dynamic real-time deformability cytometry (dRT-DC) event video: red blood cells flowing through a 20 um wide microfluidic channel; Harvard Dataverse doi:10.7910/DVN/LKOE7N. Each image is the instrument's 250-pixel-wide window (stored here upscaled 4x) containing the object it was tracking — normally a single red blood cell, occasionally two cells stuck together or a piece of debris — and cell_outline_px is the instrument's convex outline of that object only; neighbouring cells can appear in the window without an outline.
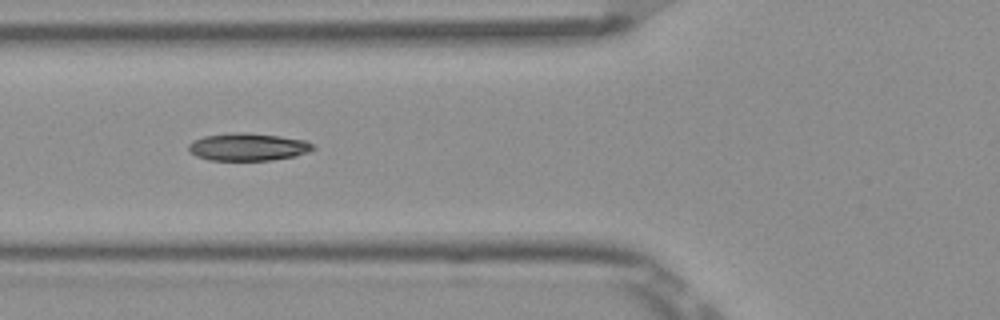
{"species": "Egyptian fruit bat (a non-hibernating species)", "species_latin": "Rousettus aegyptiacus", "temperature_condition": "room temperature", "stored_images_in_passage": 7, "camera_frame_rate_fps": 3000, "um_per_image_px": 0.085, "frame": {"image": 1, "passage_image": 7, "time_ms": 2.0, "image_size_px": [1000, 320], "cell_outline_px": [[316, 148], [308, 152], [296, 156], [272, 160], [208, 160], [196, 156], [188, 152], [188, 144], [192, 140], [204, 136], [232, 132], [244, 132], [280, 136], [304, 140], [312, 144]], "centroid_in_image_um": [21.04, 12.49], "position_along_channel_um": 104.8, "area_um2": 20.17}}